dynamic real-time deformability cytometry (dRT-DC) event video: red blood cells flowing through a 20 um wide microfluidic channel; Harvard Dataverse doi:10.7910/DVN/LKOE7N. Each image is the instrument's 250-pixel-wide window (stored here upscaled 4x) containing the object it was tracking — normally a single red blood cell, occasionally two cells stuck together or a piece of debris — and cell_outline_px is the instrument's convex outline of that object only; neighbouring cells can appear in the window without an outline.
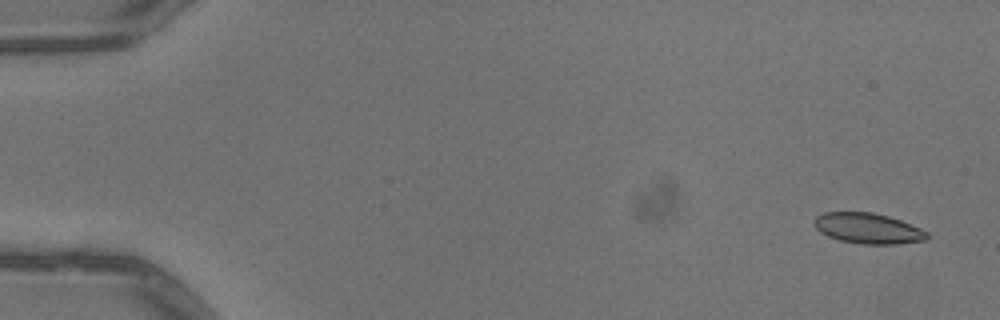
{"species": "common noctule bat (a hibernating species)", "species_latin": "Nyctalus noctula", "temperature_condition": "warm", "stored_images_in_passage": 4, "camera_frame_rate_fps": 3000, "um_per_image_px": 0.085, "animal": {"sex": "male", "body_mass_g": 13.3}, "frame": {"image": 1, "passage_image": 1, "time_ms": 0.0, "image_size_px": [1000, 320], "cell_outline_px": [[928, 236], [924, 240], [896, 244], [864, 244], [840, 240], [828, 236], [820, 232], [816, 228], [816, 216], [824, 212], [872, 212], [888, 216], [900, 220], [920, 228], [928, 232]], "centroid_in_image_um": [73.78, 19.41], "position_along_channel_um": 11.2, "area_um2": 19.83}}
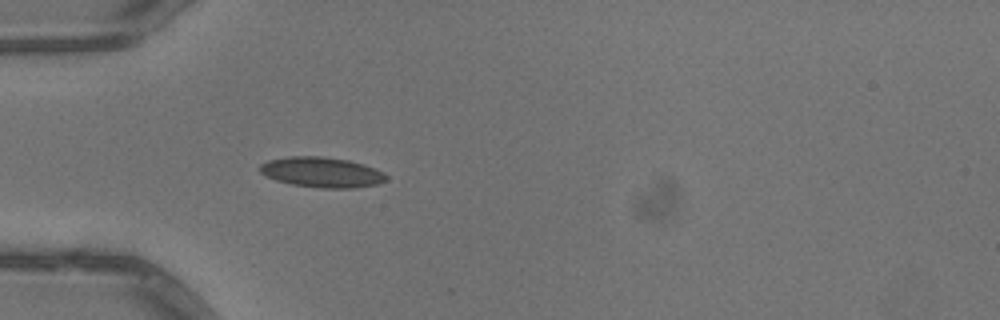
{"frame": {"image": 2, "passage_image": 4, "time_ms": 1.0, "image_size_px": [1000, 320], "cell_outline_px": [[388, 180], [380, 184], [352, 188], [320, 188], [292, 184], [276, 180], [260, 172], [260, 164], [268, 160], [288, 156], [324, 156], [348, 160], [364, 164], [384, 172], [388, 176]], "centroid_in_image_um": [27.4, 14.64], "position_along_channel_um": 57.6, "area_um2": 22.43}}